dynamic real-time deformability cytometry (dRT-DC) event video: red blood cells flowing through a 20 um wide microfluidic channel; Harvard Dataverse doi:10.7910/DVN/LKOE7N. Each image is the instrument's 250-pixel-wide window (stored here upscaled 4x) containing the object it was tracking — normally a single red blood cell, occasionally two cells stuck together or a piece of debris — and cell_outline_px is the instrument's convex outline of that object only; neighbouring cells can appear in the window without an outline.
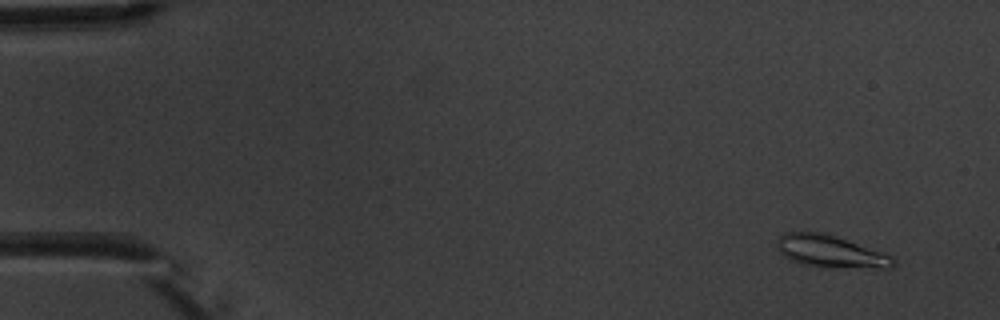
{"species": "common noctule bat (a hibernating species)", "species_latin": "Nyctalus noctula", "temperature_condition": "warm", "stored_images_in_passage": 8, "camera_frame_rate_fps": 3000, "um_per_image_px": 0.085, "animal": {"sex": "male", "body_mass_g": 20.1, "forearm_length_mm": 53.5}, "frame": {"image": 1, "passage_image": 2, "time_ms": 1.0, "image_size_px": [1000, 320], "cell_outline_px": [[896, 264], [892, 268], [824, 268], [800, 264], [788, 260], [776, 248], [776, 240], [784, 232], [824, 232], [892, 256], [896, 260]], "centroid_in_image_um": [70.56, 21.4], "position_along_channel_um": 14.4, "area_um2": 22.2}}
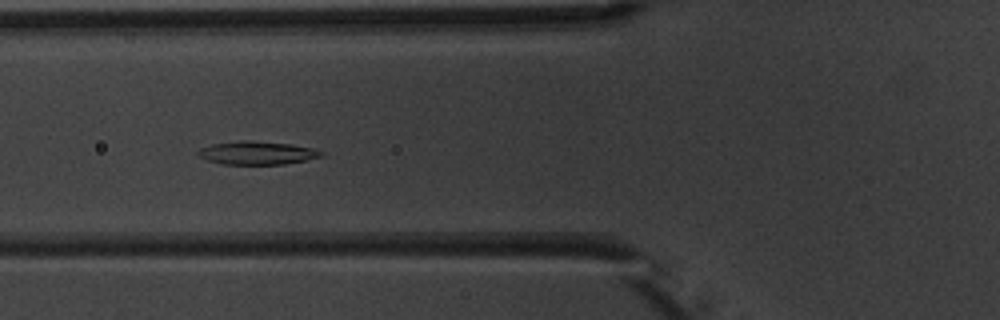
{"frame": {"image": 2, "passage_image": 7, "time_ms": 6.667, "image_size_px": [1000, 320], "cell_outline_px": [[324, 156], [284, 164], [220, 164], [208, 160], [200, 156], [196, 152], [200, 148], [212, 144], [240, 140], [252, 140], [292, 144], [312, 148], [324, 152]], "centroid_in_image_um": [21.85, 12.99], "position_along_channel_um": 104.0, "area_um2": 16.7}}
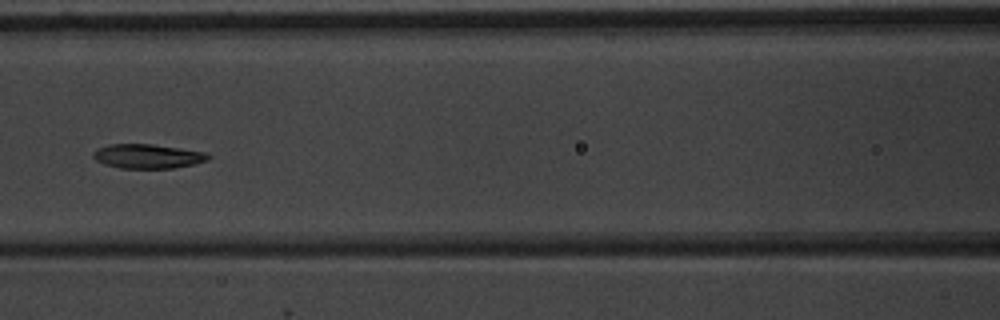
{"frame": {"image": 3, "passage_image": 8, "time_ms": 8.0, "image_size_px": [1000, 320], "cell_outline_px": [[212, 156], [208, 160], [176, 168], [120, 168], [104, 164], [96, 160], [92, 156], [92, 152], [96, 148], [108, 144], [152, 144], [208, 152]], "centroid_in_image_um": [12.55, 13.27], "position_along_channel_um": 154.1, "area_um2": 16.47}}